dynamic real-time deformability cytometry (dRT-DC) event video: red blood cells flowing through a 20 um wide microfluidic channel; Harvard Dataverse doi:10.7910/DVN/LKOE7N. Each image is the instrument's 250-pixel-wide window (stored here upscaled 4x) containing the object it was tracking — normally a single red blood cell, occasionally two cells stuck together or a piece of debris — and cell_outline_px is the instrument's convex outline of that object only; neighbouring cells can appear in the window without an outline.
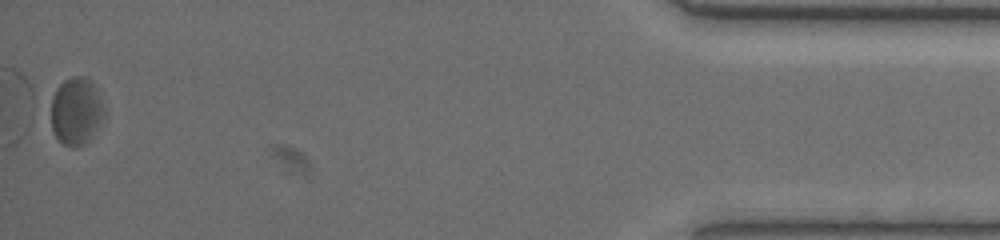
{"species": "common noctule bat (a hibernating species)", "species_latin": "Nyctalus noctula", "temperature_condition": "warm", "stored_images_in_passage": 36, "camera_frame_rate_fps": 3000, "um_per_image_px": 0.085, "animal": {"sex": "female", "body_mass_g": 19.5, "forearm_length_mm": 54.1}, "frame": {"image": 1, "passage_image": 36, "time_ms": 11.667, "image_size_px": [1000, 240], "cell_outline_px": [[104, 112], [96, 128], [88, 140], [84, 144], [72, 148], [64, 144], [56, 136], [52, 128], [52, 100], [56, 88], [64, 80], [72, 76], [84, 76], [96, 88]], "centroid_in_image_um": [6.44, 9.43], "position_along_channel_um": 428.8, "area_um2": 20.23}, "authors_computed_cell_mechanics": {"area_um2": 20.0855, "velocity_mm_per_s": 3.6881, "shape_relaxation_time_tau1_ms": 1.3374, "shape_relaxation_time_tau2_ms": 4.1012, "deformation_change_tau1": 0.0676, "deformation_change_tau2": 0.1207}}